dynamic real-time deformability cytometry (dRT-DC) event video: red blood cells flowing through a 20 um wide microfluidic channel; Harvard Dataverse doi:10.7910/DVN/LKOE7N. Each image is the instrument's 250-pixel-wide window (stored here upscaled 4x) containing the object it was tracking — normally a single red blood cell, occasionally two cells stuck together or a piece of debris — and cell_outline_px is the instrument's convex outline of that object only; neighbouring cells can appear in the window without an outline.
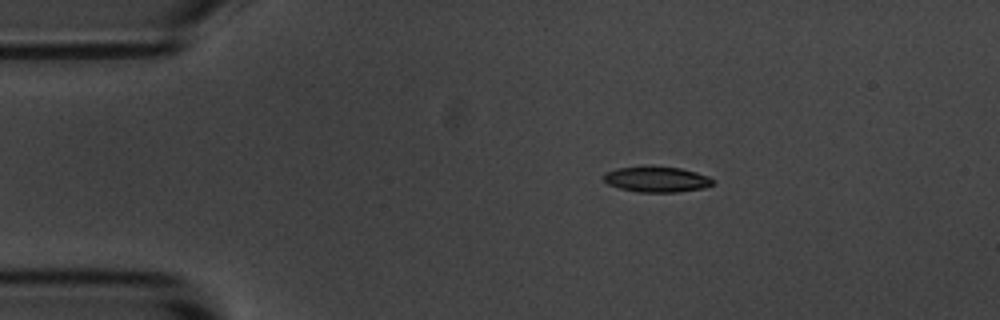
{"species": "common noctule bat (a hibernating species)", "species_latin": "Nyctalus noctula", "temperature_condition": "room temperature", "stored_images_in_passage": 4, "camera_frame_rate_fps": 3000, "um_per_image_px": 0.085, "animal": {"sex": "male", "body_mass_g": 20.1, "forearm_length_mm": 53.5}, "frame": {"image": 1, "passage_image": 1, "time_ms": 0.0, "image_size_px": [1000, 320], "cell_outline_px": [[716, 180], [712, 184], [704, 188], [676, 192], [640, 192], [620, 188], [608, 184], [604, 180], [604, 172], [616, 168], [648, 164], [680, 168], [696, 172], [708, 176]], "centroid_in_image_um": [55.8, 15.21], "position_along_channel_um": 29.2, "area_um2": 16.7}}
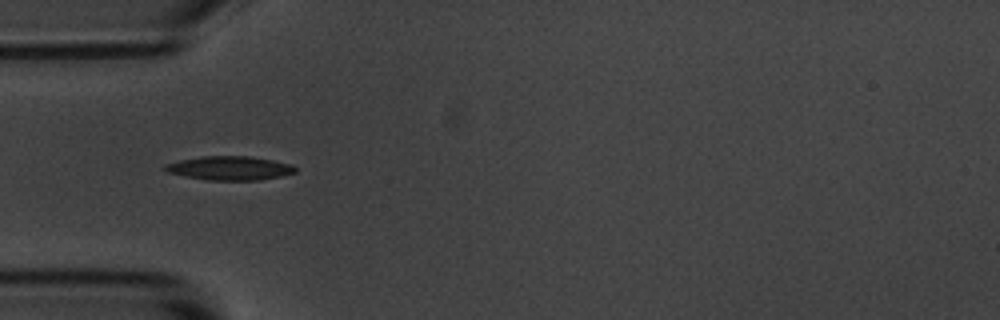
{"frame": {"image": 2, "passage_image": 3, "time_ms": 2.333, "image_size_px": [1000, 320], "cell_outline_px": [[296, 172], [280, 176], [260, 180], [208, 180], [184, 176], [168, 172], [164, 168], [164, 164], [180, 160], [204, 156], [248, 156], [272, 160], [292, 164], [296, 168]], "centroid_in_image_um": [19.53, 14.29], "position_along_channel_um": 65.5, "area_um2": 18.03}}